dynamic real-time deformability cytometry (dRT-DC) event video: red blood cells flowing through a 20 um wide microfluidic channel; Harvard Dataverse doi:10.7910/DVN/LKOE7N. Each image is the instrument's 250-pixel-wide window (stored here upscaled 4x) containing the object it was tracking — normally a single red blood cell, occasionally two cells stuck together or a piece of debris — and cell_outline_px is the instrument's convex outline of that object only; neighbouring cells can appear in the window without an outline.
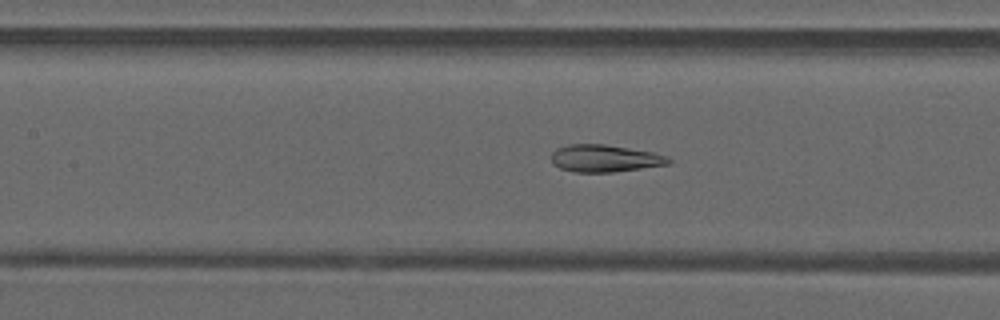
{"species": "common noctule bat (a hibernating species)", "species_latin": "Nyctalus noctula", "temperature_condition": "warm", "stored_images_in_passage": 47, "camera_frame_rate_fps": 3000, "um_per_image_px": 0.085, "animal": {"sex": "male", "forearm_length_mm": 52.5}, "frame": {"image": 1, "passage_image": 22, "time_ms": 7.0, "image_size_px": [1000, 320], "cell_outline_px": [[672, 160], [668, 164], [612, 172], [576, 172], [560, 168], [552, 164], [552, 152], [556, 148], [568, 144], [604, 144], [652, 152], [668, 156]], "centroid_in_image_um": [51.37, 13.45], "position_along_channel_um": 156.0, "area_um2": 18.5}}
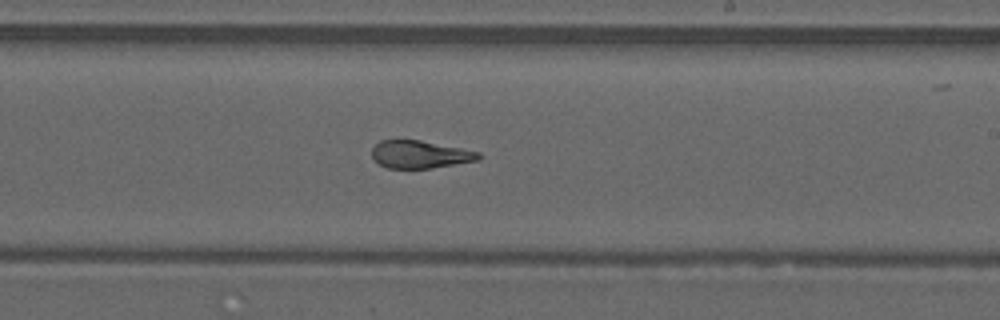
{"frame": {"image": 2, "passage_image": 29, "time_ms": 9.333, "image_size_px": [1000, 320], "cell_outline_px": [[484, 156], [480, 160], [432, 168], [388, 168], [380, 164], [372, 156], [372, 148], [380, 140], [420, 140], [480, 152]], "centroid_in_image_um": [35.74, 13.13], "position_along_channel_um": 253.3, "area_um2": 17.17}}
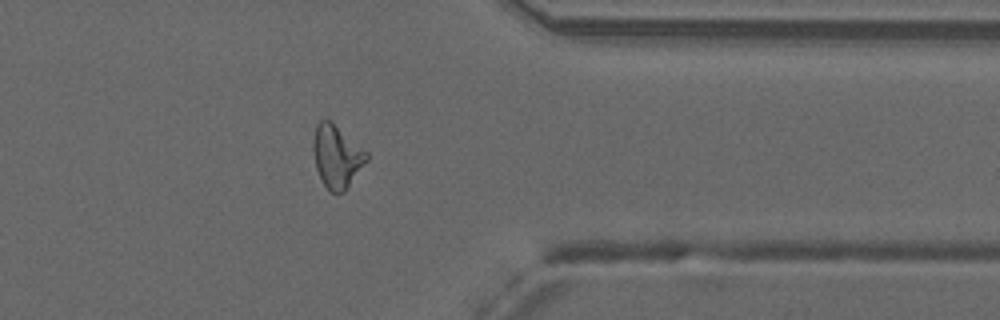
{"frame": {"image": 3, "passage_image": 39, "time_ms": 12.667, "image_size_px": [1000, 320], "cell_outline_px": [[368, 160], [344, 192], [332, 192], [324, 184], [316, 168], [312, 148], [312, 144], [316, 124], [320, 120], [332, 120], [368, 152]], "centroid_in_image_um": [28.63, 13.25], "position_along_channel_um": 382.8, "area_um2": 19.59}, "authors_computed_cell_mechanics": {"area_um2": 19.5942, "velocity_mm_per_s": 4.1916, "shape_relaxation_time_tau1_ms": null, "shape_relaxation_time_tau2_ms": 1.3388, "deformation_change_tau1": null, "deformation_change_tau2": 0.0687}}